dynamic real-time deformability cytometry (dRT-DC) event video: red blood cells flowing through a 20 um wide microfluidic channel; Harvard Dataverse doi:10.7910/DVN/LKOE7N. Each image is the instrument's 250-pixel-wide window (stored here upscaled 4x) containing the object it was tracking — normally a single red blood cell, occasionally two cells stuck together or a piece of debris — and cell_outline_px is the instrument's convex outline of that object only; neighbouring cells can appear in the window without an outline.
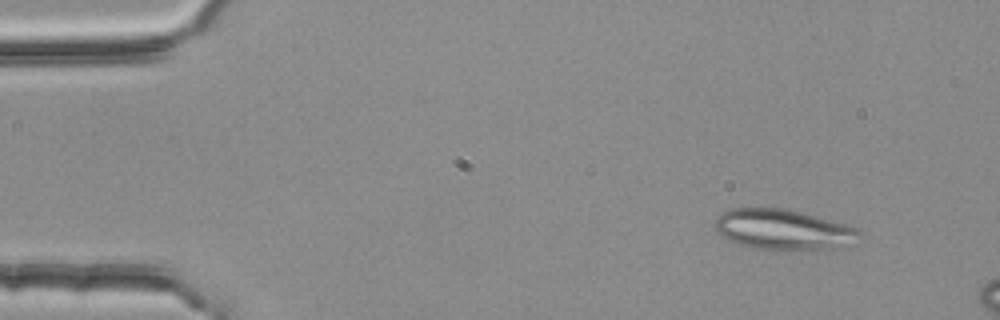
{"species": "common noctule bat (a hibernating species)", "species_latin": "Nyctalus noctula", "temperature_condition": "room temperature", "stored_images_in_passage": 4, "camera_frame_rate_fps": 3000, "um_per_image_px": 0.085, "animal": {"sex": "female", "body_mass_g": 25.1}, "frame": {"image": 1, "passage_image": 1, "time_ms": 0.0, "image_size_px": [1000, 320], "cell_outline_px": [[864, 236], [856, 244], [840, 248], [752, 248], [740, 244], [724, 236], [712, 224], [716, 216], [732, 208], [788, 208], [844, 224], [856, 228]], "centroid_in_image_um": [66.63, 19.49], "position_along_channel_um": 18.4, "area_um2": 33.58}}